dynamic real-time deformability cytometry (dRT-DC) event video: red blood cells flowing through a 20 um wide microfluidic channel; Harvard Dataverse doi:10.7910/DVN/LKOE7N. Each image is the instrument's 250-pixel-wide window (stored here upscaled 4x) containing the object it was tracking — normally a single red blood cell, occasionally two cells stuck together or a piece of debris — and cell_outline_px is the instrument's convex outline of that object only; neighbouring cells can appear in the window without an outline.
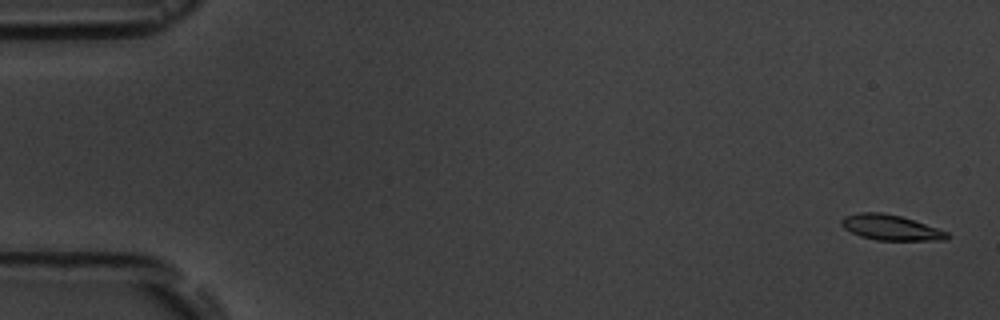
{"species": "common noctule bat (a hibernating species)", "species_latin": "Nyctalus noctula", "temperature_condition": "room temperature", "stored_images_in_passage": 5, "camera_frame_rate_fps": 3000, "um_per_image_px": 0.085, "animal": {"sex": "male", "body_mass_g": 19.5, "forearm_length_mm": 54.6}, "frame": {"image": 1, "passage_image": 1, "time_ms": 0.0, "image_size_px": [1000, 320], "cell_outline_px": [[952, 236], [944, 240], [876, 240], [860, 236], [844, 228], [840, 224], [840, 220], [844, 216], [860, 212], [880, 212], [900, 216], [948, 232]], "centroid_in_image_um": [75.68, 19.34], "position_along_channel_um": 9.3, "area_um2": 15.49}}
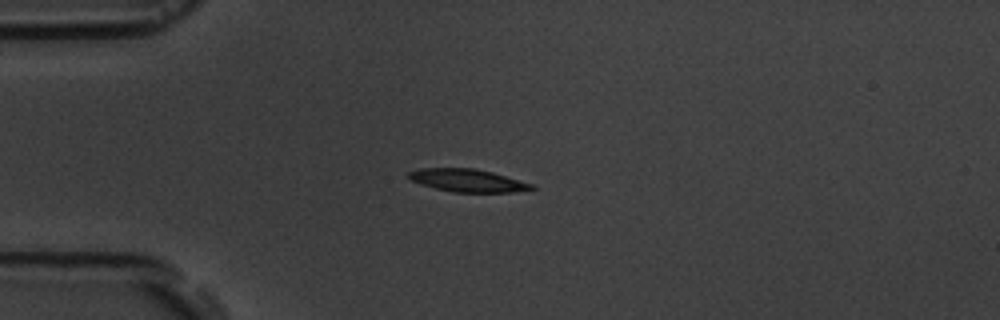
{"frame": {"image": 2, "passage_image": 4, "time_ms": 4.333, "image_size_px": [1000, 320], "cell_outline_px": [[536, 188], [512, 192], [452, 192], [420, 184], [412, 180], [408, 176], [408, 172], [420, 168], [476, 168], [492, 172], [532, 184]], "centroid_in_image_um": [39.72, 15.33], "position_along_channel_um": 45.3, "area_um2": 16.13}}